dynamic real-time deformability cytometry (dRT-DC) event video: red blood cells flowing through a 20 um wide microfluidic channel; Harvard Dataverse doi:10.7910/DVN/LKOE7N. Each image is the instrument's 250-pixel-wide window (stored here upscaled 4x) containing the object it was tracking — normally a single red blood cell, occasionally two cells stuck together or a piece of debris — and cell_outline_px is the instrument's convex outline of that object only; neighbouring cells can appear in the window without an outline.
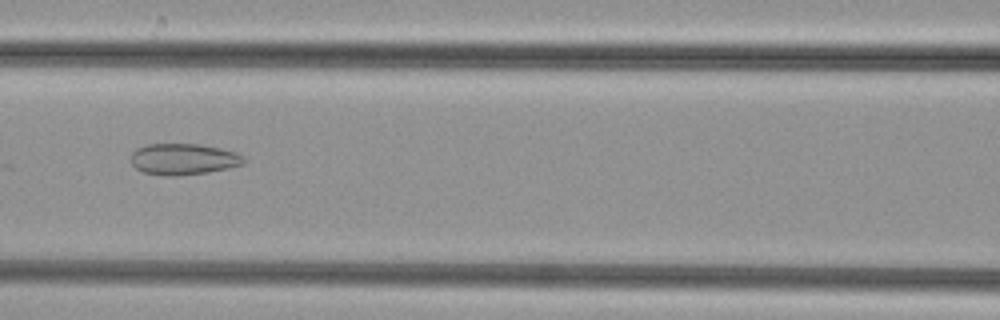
{"species": "common noctule bat (a hibernating species)", "species_latin": "Nyctalus noctula", "temperature_condition": "cold", "stored_images_in_passage": 51, "camera_frame_rate_fps": 3000, "um_per_image_px": 0.085, "animal": {"sex": "female", "body_mass_g": 29.2, "forearm_length_mm": 56.3}, "frame": {"image": 1, "passage_image": 23, "time_ms": 7.333, "image_size_px": [1000, 320], "cell_outline_px": [[244, 164], [228, 168], [208, 172], [176, 176], [168, 176], [144, 172], [136, 168], [132, 164], [132, 152], [136, 148], [144, 144], [200, 144], [220, 148], [236, 152], [244, 156]], "centroid_in_image_um": [15.59, 13.52], "position_along_channel_um": 151.0, "area_um2": 20.58}}
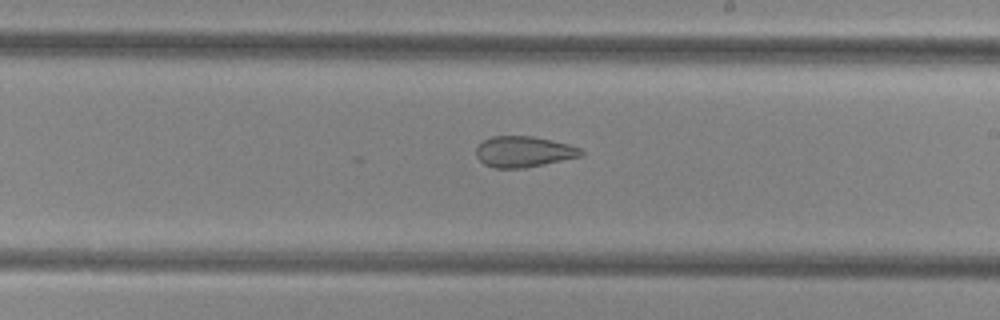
{"frame": {"image": 2, "passage_image": 30, "time_ms": 9.667, "image_size_px": [1000, 320], "cell_outline_px": [[584, 156], [524, 168], [496, 168], [484, 164], [476, 156], [476, 148], [484, 140], [492, 136], [532, 136], [552, 140], [568, 144], [580, 148], [584, 152]], "centroid_in_image_um": [44.53, 12.89], "position_along_channel_um": 244.5, "area_um2": 18.9}}
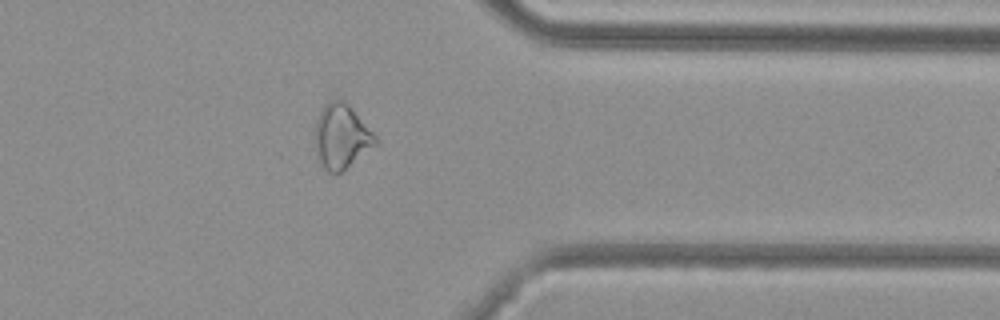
{"frame": {"image": 3, "passage_image": 41, "time_ms": 13.333, "image_size_px": [1000, 320], "cell_outline_px": [[376, 144], [340, 172], [328, 172], [316, 160], [316, 120], [324, 104], [328, 100], [340, 100], [348, 104], [376, 136]], "centroid_in_image_um": [28.98, 11.59], "position_along_channel_um": 382.4, "area_um2": 22.14}}